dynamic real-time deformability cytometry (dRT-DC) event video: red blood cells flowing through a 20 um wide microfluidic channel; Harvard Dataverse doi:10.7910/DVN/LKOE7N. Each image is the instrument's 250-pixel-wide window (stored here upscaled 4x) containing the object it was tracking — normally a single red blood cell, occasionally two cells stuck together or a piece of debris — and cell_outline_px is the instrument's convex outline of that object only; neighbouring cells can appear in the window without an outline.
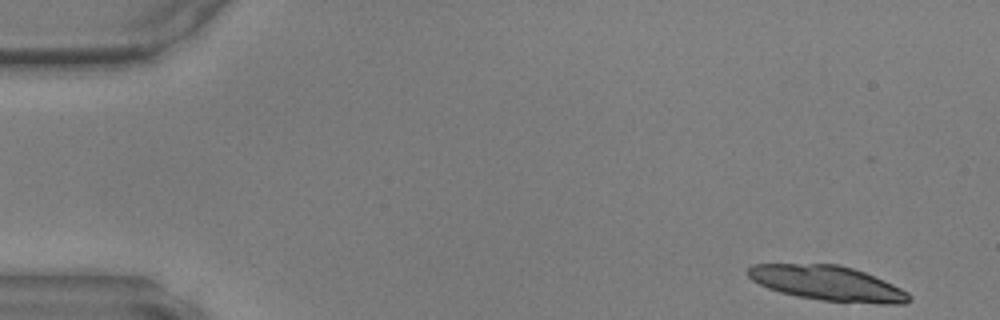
{"species": "common noctule bat (a hibernating species)", "species_latin": "Nyctalus noctula", "temperature_condition": "warm", "stored_images_in_passage": 34, "camera_frame_rate_fps": 3000, "um_per_image_px": 0.085, "animal": {"sex": "male", "body_mass_g": 17.9, "forearm_length_mm": 54.2}, "frame": {"image": 1, "passage_image": 1, "time_ms": 0.0, "image_size_px": [1000, 320], "cell_outline_px": [[912, 300], [904, 304], [880, 304], [820, 300], [796, 296], [780, 292], [768, 288], [752, 280], [748, 276], [748, 268], [752, 264], [840, 264], [864, 272], [884, 280], [908, 292], [912, 296]], "centroid_in_image_um": [70.37, 24.08], "position_along_channel_um": 14.6, "area_um2": 32.77}}